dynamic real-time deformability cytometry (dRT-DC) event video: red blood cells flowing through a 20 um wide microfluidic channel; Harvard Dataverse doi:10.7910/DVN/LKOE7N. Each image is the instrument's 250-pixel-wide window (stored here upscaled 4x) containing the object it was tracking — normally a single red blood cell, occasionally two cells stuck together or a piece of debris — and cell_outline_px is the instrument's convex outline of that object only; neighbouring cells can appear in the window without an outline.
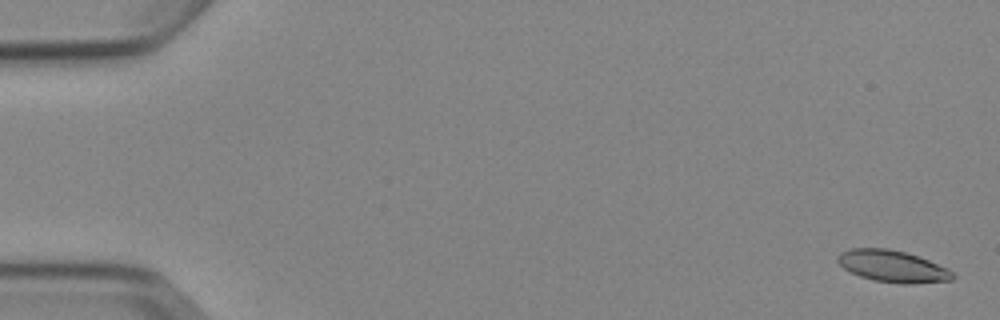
{"species": "Egyptian fruit bat (a non-hibernating species)", "species_latin": "Rousettus aegyptiacus", "temperature_condition": "cold", "stored_images_in_passage": 5, "camera_frame_rate_fps": 3000, "um_per_image_px": 0.085, "animal": {"sex": "female"}, "frame": {"image": 1, "passage_image": 1, "time_ms": 0.0, "image_size_px": [1000, 320], "cell_outline_px": [[956, 276], [952, 280], [912, 284], [900, 284], [872, 280], [860, 276], [844, 268], [836, 260], [836, 256], [840, 252], [848, 248], [888, 248], [908, 252], [948, 268]], "centroid_in_image_um": [75.86, 22.63], "position_along_channel_um": 9.1, "area_um2": 21.56}}
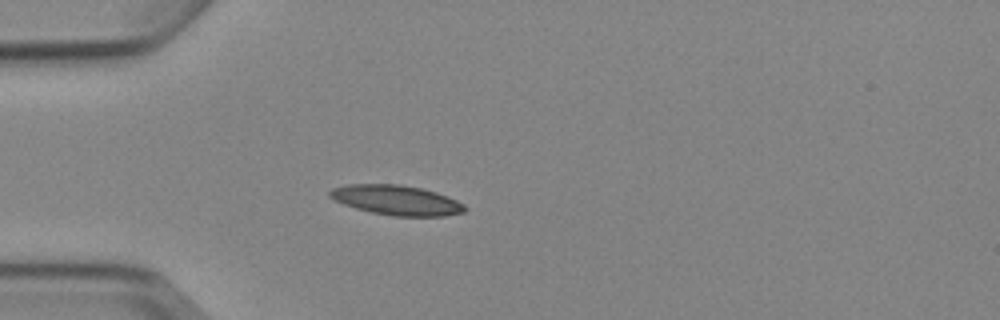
{"frame": {"image": 2, "passage_image": 5, "time_ms": 4.667, "image_size_px": [1000, 320], "cell_outline_px": [[468, 208], [464, 212], [444, 216], [392, 216], [372, 212], [356, 208], [344, 204], [328, 196], [328, 192], [332, 188], [348, 184], [400, 184], [420, 188], [436, 192], [448, 196], [464, 204]], "centroid_in_image_um": [33.72, 17.01], "position_along_channel_um": 51.3, "area_um2": 23.47}}